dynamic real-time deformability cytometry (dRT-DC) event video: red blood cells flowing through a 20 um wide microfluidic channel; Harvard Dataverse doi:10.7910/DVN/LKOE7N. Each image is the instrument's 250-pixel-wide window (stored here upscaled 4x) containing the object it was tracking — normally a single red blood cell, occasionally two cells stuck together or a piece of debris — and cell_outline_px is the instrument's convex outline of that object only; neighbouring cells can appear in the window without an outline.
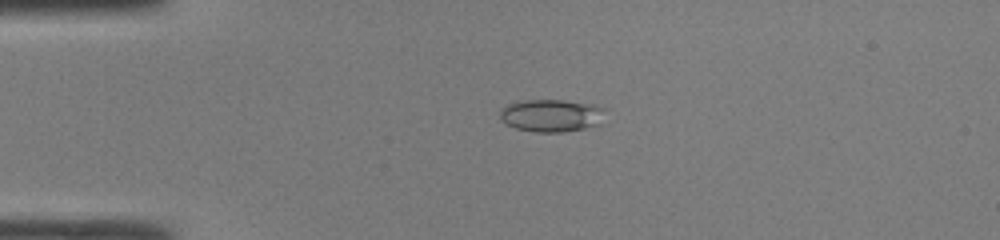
{"species": "common noctule bat (a hibernating species)", "species_latin": "Nyctalus noctula", "temperature_condition": "room temperature", "stored_images_in_passage": 48, "camera_frame_rate_fps": 3000, "um_per_image_px": 0.085, "animal": {"sex": "male", "body_mass_g": 19.0, "forearm_length_mm": 50.8}, "frame": {"image": 1, "passage_image": 12, "time_ms": 3.667, "image_size_px": [1000, 240], "cell_outline_px": [[608, 108], [604, 124], [564, 132], [536, 132], [516, 128], [500, 120], [500, 108], [508, 104], [524, 100], [564, 100], [592, 104]], "centroid_in_image_um": [46.96, 9.81], "position_along_channel_um": 38.0, "area_um2": 20.46}}
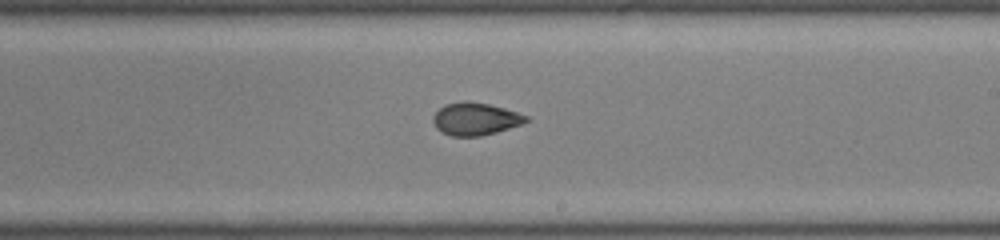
{"frame": {"image": 2, "passage_image": 29, "time_ms": 9.333, "image_size_px": [1000, 240], "cell_outline_px": [[528, 120], [520, 124], [496, 132], [480, 136], [452, 136], [440, 132], [436, 128], [432, 120], [432, 116], [444, 104], [488, 104], [504, 108], [528, 116]], "centroid_in_image_um": [40.38, 10.15], "position_along_channel_um": 248.6, "area_um2": 16.94}}
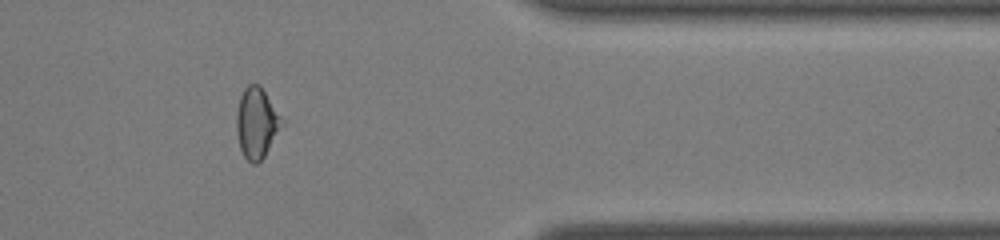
{"frame": {"image": 3, "passage_image": 40, "time_ms": 13.0, "image_size_px": [1000, 240], "cell_outline_px": [[284, 124], [264, 156], [256, 164], [252, 164], [244, 156], [240, 148], [236, 132], [236, 116], [240, 96], [244, 88], [248, 84], [260, 84], [284, 120]], "centroid_in_image_um": [21.82, 10.43], "position_along_channel_um": 389.6, "area_um2": 18.73}, "authors_computed_cell_mechanics": {"area_um2": 18.8717, "velocity_mm_per_s": 4.3173, "shape_relaxation_time_tau1_ms": null, "shape_relaxation_time_tau2_ms": 2.723, "deformation_change_tau1": null, "deformation_change_tau2": 0.0869}}